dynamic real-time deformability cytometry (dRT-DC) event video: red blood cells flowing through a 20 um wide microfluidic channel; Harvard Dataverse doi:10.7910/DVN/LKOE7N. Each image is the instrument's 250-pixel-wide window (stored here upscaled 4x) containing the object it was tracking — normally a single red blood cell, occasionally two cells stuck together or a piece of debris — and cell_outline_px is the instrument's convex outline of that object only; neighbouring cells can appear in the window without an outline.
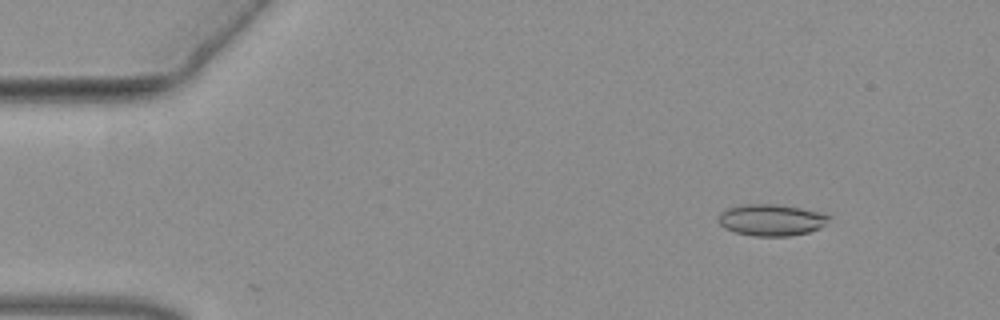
{"species": "common noctule bat (a hibernating species)", "species_latin": "Nyctalus noctula", "temperature_condition": "warm", "stored_images_in_passage": 50, "camera_frame_rate_fps": 3000, "um_per_image_px": 0.085, "animal": {"sex": "female", "body_mass_g": 19.3, "forearm_length_mm": 54.1}, "frame": {"image": 1, "passage_image": 3, "time_ms": 0.667, "image_size_px": [1000, 320], "cell_outline_px": [[832, 216], [820, 228], [808, 232], [788, 236], [752, 236], [736, 232], [724, 228], [720, 224], [720, 212], [728, 208], [744, 204], [776, 204], [800, 208]], "centroid_in_image_um": [65.55, 18.7], "position_along_channel_um": 19.5, "area_um2": 20.06}}
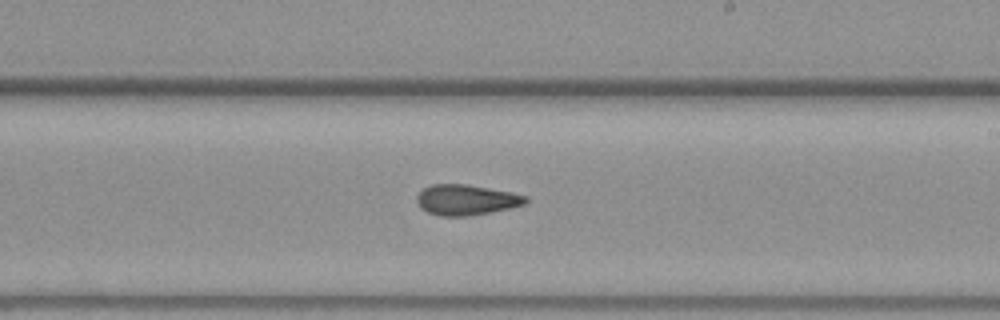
{"frame": {"image": 2, "passage_image": 28, "time_ms": 9.0, "image_size_px": [1000, 320], "cell_outline_px": [[528, 200], [524, 204], [508, 208], [468, 216], [440, 216], [428, 212], [420, 208], [416, 200], [416, 196], [424, 188], [432, 184], [464, 184], [488, 188], [528, 196]], "centroid_in_image_um": [39.58, 16.99], "position_along_channel_um": 249.4, "area_um2": 19.07}}
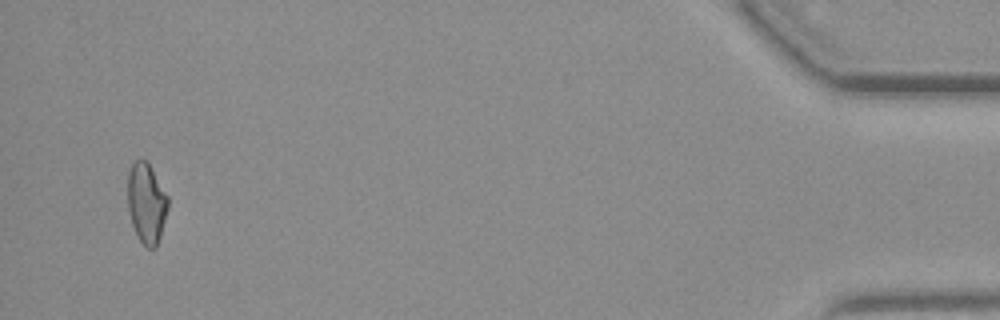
{"frame": {"image": 3, "passage_image": 48, "time_ms": 15.667, "image_size_px": [1000, 320], "cell_outline_px": [[168, 208], [160, 236], [156, 248], [148, 248], [140, 240], [132, 224], [128, 208], [128, 172], [132, 164], [136, 160], [148, 160], [168, 196]], "centroid_in_image_um": [12.46, 17.23], "position_along_channel_um": 422.7, "area_um2": 18.79}}